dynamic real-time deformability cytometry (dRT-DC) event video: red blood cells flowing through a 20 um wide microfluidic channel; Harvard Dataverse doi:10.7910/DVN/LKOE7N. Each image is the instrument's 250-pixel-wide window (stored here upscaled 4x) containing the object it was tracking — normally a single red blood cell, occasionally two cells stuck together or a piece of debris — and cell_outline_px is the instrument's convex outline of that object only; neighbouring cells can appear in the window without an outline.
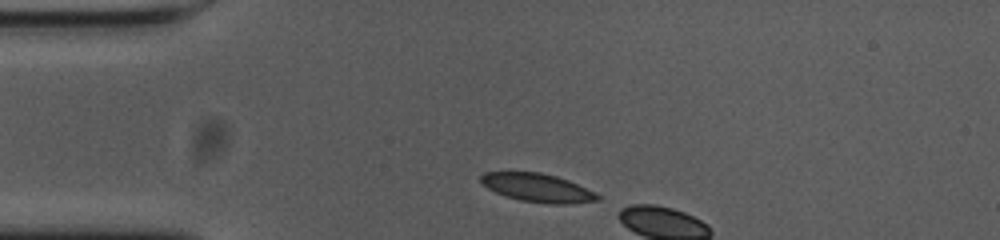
{"species": "common noctule bat (a hibernating species)", "species_latin": "Nyctalus noctula", "temperature_condition": "cold", "stored_images_in_passage": 3, "camera_frame_rate_fps": 3000, "um_per_image_px": 0.085, "animal": {"sex": "female", "body_mass_g": 23.0, "forearm_length_mm": 53.4}, "frame": {"image": 1, "passage_image": 1, "time_ms": 0.0, "image_size_px": [1000, 240], "cell_outline_px": [[600, 200], [568, 204], [548, 204], [520, 200], [496, 192], [488, 188], [480, 180], [480, 176], [484, 172], [540, 172], [556, 176], [568, 180], [596, 192], [600, 196]], "centroid_in_image_um": [45.72, 15.96], "position_along_channel_um": 39.3, "area_um2": 19.25}}